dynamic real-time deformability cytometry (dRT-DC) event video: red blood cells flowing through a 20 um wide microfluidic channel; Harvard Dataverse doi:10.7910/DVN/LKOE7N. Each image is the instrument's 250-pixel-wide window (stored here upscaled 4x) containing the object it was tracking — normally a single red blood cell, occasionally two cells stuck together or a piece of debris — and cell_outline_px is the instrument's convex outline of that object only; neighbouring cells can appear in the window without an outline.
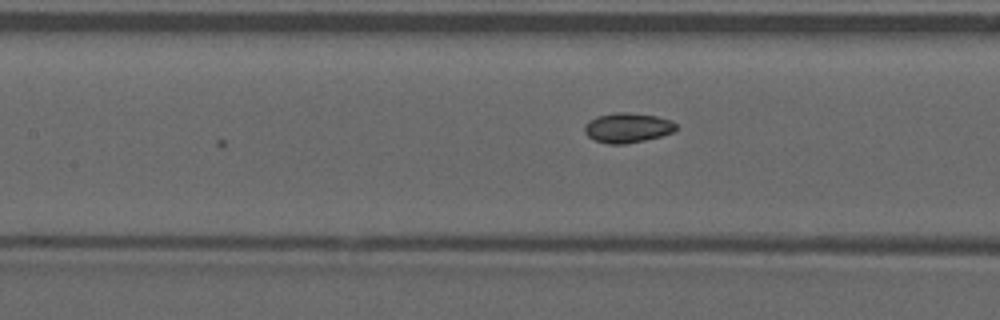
{"species": "common noctule bat (a hibernating species)", "species_latin": "Nyctalus noctula", "temperature_condition": "warm", "stored_images_in_passage": 9, "camera_frame_rate_fps": 3000, "um_per_image_px": 0.085, "animal": {"sex": "male", "forearm_length_mm": 52.5}, "frame": {"image": 1, "passage_image": 9, "time_ms": 2.667, "image_size_px": [1000, 320], "cell_outline_px": [[676, 128], [672, 132], [660, 136], [644, 140], [624, 144], [608, 144], [592, 140], [584, 132], [584, 124], [596, 116], [616, 112], [628, 112], [656, 116], [672, 120], [676, 124]], "centroid_in_image_um": [53.3, 10.85], "position_along_channel_um": 154.1, "area_um2": 15.95}}